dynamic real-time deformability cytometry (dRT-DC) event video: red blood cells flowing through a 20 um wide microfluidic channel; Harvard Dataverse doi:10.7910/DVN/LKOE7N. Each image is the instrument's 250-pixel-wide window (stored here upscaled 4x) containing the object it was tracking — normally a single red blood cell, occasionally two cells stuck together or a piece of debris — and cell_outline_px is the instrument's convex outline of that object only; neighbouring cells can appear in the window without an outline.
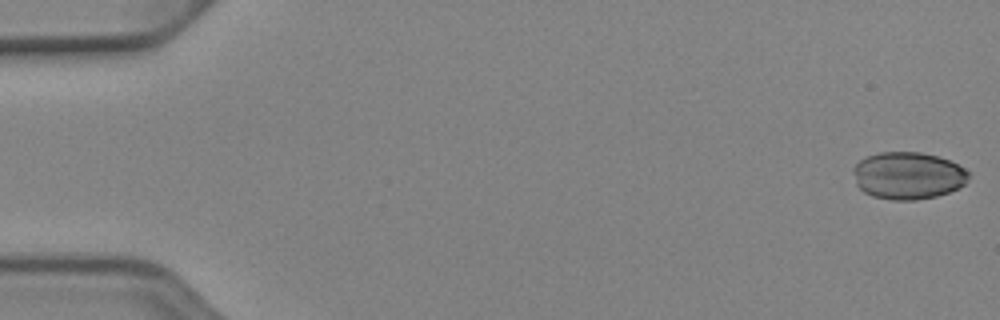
{"species": "Egyptian fruit bat (a non-hibernating species)", "species_latin": "Rousettus aegyptiacus", "temperature_condition": "cold", "stored_images_in_passage": 2, "camera_frame_rate_fps": 3000, "um_per_image_px": 0.085, "animal": {"sex": "female"}, "frame": {"image": 1, "passage_image": 1, "time_ms": 0.0, "image_size_px": [1000, 320], "cell_outline_px": [[968, 180], [960, 188], [936, 196], [916, 200], [892, 200], [872, 196], [864, 192], [856, 184], [852, 168], [860, 160], [868, 156], [880, 152], [920, 152], [936, 156], [948, 160], [964, 168], [968, 172]], "centroid_in_image_um": [77.16, 14.93], "position_along_channel_um": 7.8, "area_um2": 31.73}}